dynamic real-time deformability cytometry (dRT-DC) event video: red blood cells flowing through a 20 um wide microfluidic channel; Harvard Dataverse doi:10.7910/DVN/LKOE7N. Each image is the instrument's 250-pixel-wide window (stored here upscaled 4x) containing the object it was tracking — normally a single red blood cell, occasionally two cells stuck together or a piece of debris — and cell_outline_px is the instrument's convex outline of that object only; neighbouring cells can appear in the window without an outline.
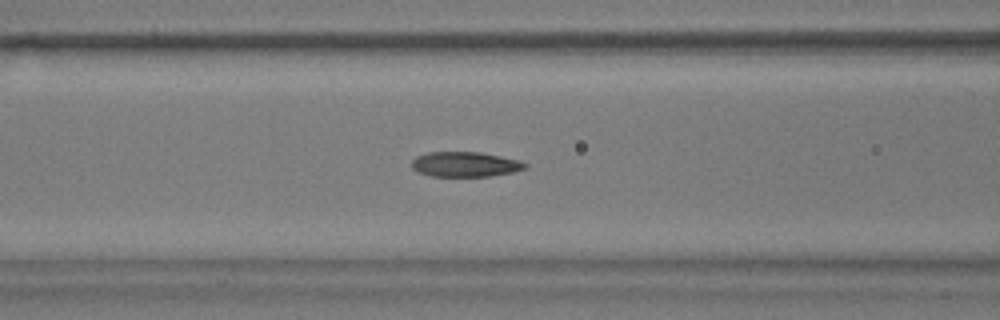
{"species": "common noctule bat (a hibernating species)", "species_latin": "Nyctalus noctula", "temperature_condition": "warm", "stored_images_in_passage": 40, "camera_frame_rate_fps": 3000, "um_per_image_px": 0.085, "animal": {"sex": "male", "body_mass_g": 17.9}, "frame": {"image": 1, "passage_image": 22, "time_ms": 7.0, "image_size_px": [1000, 320], "cell_outline_px": [[528, 168], [512, 172], [488, 176], [432, 176], [416, 172], [412, 168], [412, 160], [416, 156], [428, 152], [480, 152], [516, 160], [528, 164]], "centroid_in_image_um": [39.49, 13.97], "position_along_channel_um": 127.1, "area_um2": 16.42}}
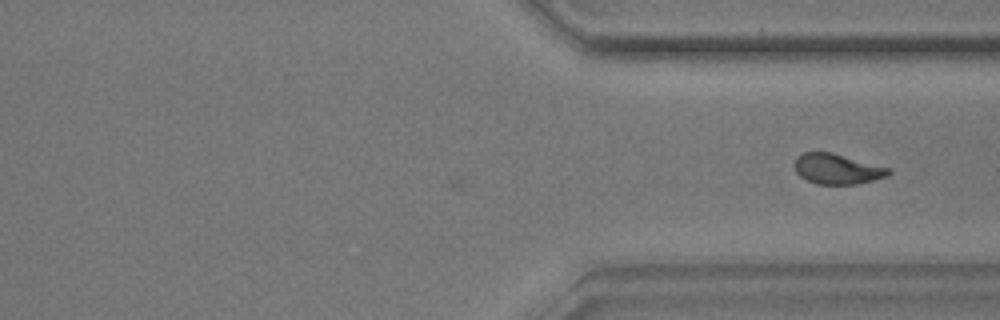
{"frame": {"image": 2, "passage_image": 40, "time_ms": 13.0, "image_size_px": [1000, 320], "cell_outline_px": [[892, 172], [888, 176], [856, 184], [816, 184], [800, 176], [796, 172], [796, 156], [804, 152], [832, 152], [892, 168]], "centroid_in_image_um": [71.2, 14.35], "position_along_channel_um": 340.2, "area_um2": 16.65}}